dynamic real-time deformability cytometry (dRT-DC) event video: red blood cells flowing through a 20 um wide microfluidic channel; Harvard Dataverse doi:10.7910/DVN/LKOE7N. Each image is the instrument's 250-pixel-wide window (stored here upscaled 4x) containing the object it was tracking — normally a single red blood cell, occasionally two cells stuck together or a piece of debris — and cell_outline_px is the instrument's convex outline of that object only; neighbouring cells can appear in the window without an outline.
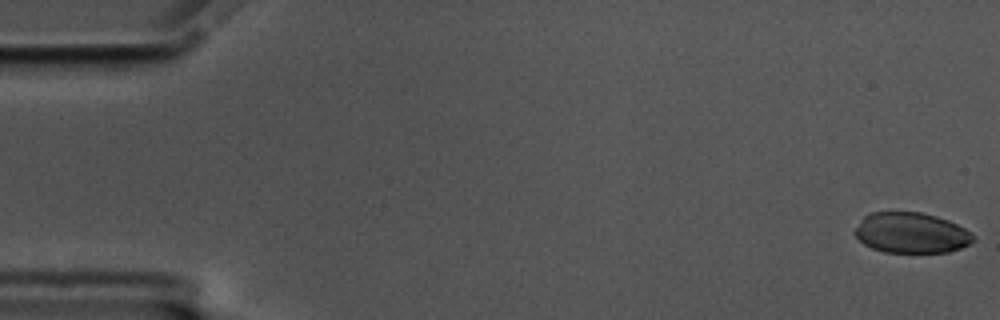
{"species": "common noctule bat (a hibernating species)", "species_latin": "Nyctalus noctula", "temperature_condition": "cold", "stored_images_in_passage": 58, "camera_frame_rate_fps": 3000, "um_per_image_px": 0.085, "animal": {"sex": "male", "body_mass_g": 17.5, "forearm_length_mm": 52.3}, "frame": {"image": 1, "passage_image": 1, "time_ms": 0.0, "image_size_px": [1000, 320], "cell_outline_px": [[976, 240], [960, 248], [948, 252], [884, 252], [872, 248], [864, 244], [852, 232], [864, 216], [872, 212], [920, 212], [936, 216], [948, 220], [964, 228], [976, 236]], "centroid_in_image_um": [77.45, 19.79], "position_along_channel_um": 7.5, "area_um2": 27.98}}
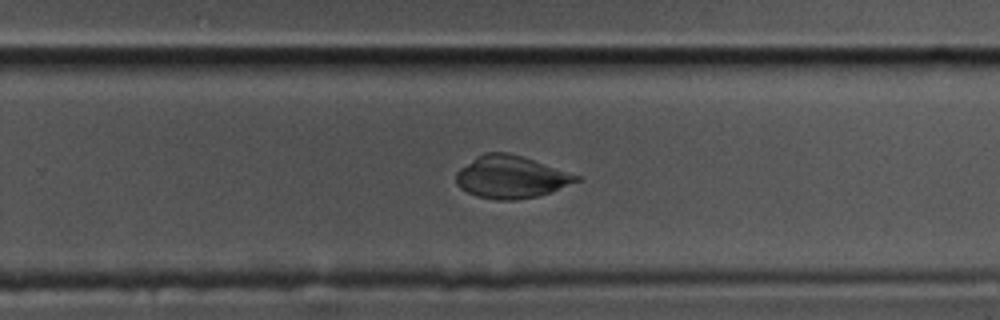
{"frame": {"image": 2, "passage_image": 37, "time_ms": 12.0, "image_size_px": [1000, 320], "cell_outline_px": [[580, 180], [552, 192], [536, 196], [516, 200], [496, 200], [476, 196], [460, 188], [456, 184], [456, 172], [460, 168], [476, 156], [484, 152], [508, 152], [580, 176]], "centroid_in_image_um": [43.39, 15.05], "position_along_channel_um": 286.4, "area_um2": 29.54}}
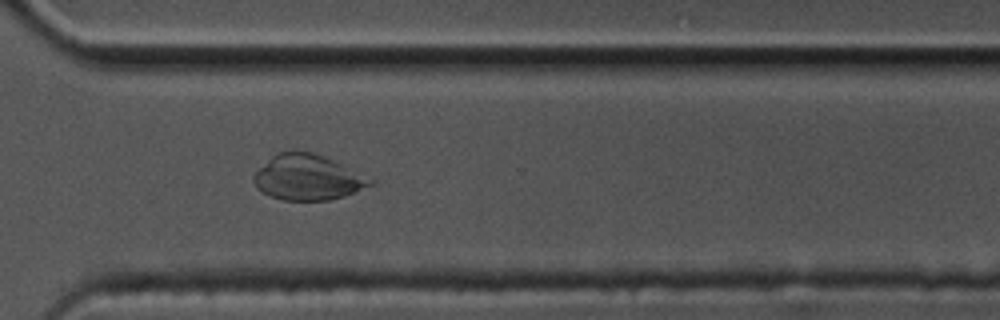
{"frame": {"image": 3, "passage_image": 42, "time_ms": 13.667, "image_size_px": [1000, 320], "cell_outline_px": [[376, 184], [344, 196], [328, 200], [284, 200], [272, 196], [256, 188], [252, 180], [252, 176], [272, 156], [280, 152], [316, 152], [376, 180]], "centroid_in_image_um": [26.2, 15.09], "position_along_channel_um": 344.4, "area_um2": 30.69}}